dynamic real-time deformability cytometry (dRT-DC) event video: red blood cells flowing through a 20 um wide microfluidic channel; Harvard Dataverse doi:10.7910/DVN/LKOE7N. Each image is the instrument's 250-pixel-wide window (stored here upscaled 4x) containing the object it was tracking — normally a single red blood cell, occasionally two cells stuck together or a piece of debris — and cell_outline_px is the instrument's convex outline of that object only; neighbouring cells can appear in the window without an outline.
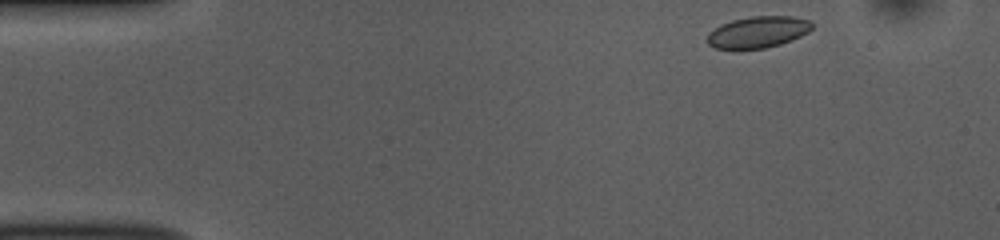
{"species": "common noctule bat (a hibernating species)", "species_latin": "Nyctalus noctula", "temperature_condition": "room temperature", "stored_images_in_passage": 48, "camera_frame_rate_fps": 3000, "um_per_image_px": 0.085, "animal": {"sex": "female", "body_mass_g": 10.0, "forearm_length_mm": 53.1}, "frame": {"image": 1, "passage_image": 1, "time_ms": 0.0, "image_size_px": [1000, 240], "cell_outline_px": [[812, 28], [808, 32], [792, 40], [780, 44], [764, 48], [736, 52], [716, 48], [708, 44], [704, 40], [708, 32], [720, 24], [732, 20], [752, 16], [792, 16], [812, 20]], "centroid_in_image_um": [64.35, 2.76], "position_along_channel_um": 20.6, "area_um2": 20.0}}
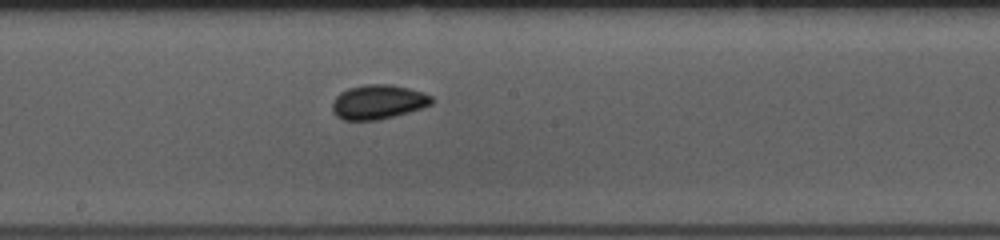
{"frame": {"image": 2, "passage_image": 23, "time_ms": 7.333, "image_size_px": [1000, 240], "cell_outline_px": [[432, 104], [408, 112], [376, 120], [344, 120], [336, 116], [332, 112], [332, 104], [336, 96], [340, 92], [348, 88], [364, 84], [392, 84], [424, 92], [432, 96]], "centroid_in_image_um": [32.11, 8.65], "position_along_channel_um": 216.1, "area_um2": 19.88}}
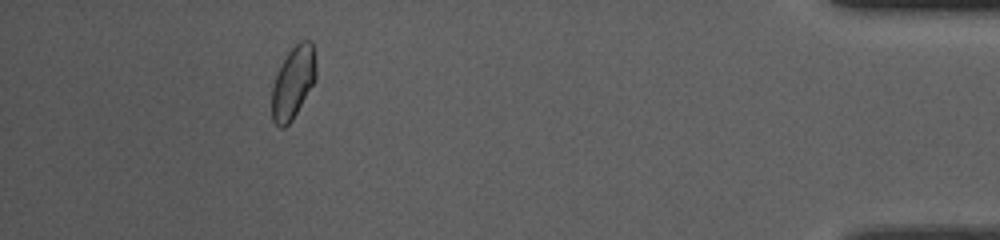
{"frame": {"image": 3, "passage_image": 43, "time_ms": 14.0, "image_size_px": [1000, 240], "cell_outline_px": [[316, 80], [292, 120], [284, 128], [280, 128], [272, 120], [272, 88], [276, 76], [288, 52], [300, 40], [312, 40], [316, 60]], "centroid_in_image_um": [24.94, 7.01], "position_along_channel_um": 410.3, "area_um2": 18.55}, "authors_computed_cell_mechanics": {"area_um2": 19.1318, "velocity_mm_per_s": 3.768, "shape_relaxation_time_tau1_ms": 2.1794, "shape_relaxation_time_tau2_ms": 1.4973, "deformation_change_tau1": 0.0597, "deformation_change_tau2": 0.032}}